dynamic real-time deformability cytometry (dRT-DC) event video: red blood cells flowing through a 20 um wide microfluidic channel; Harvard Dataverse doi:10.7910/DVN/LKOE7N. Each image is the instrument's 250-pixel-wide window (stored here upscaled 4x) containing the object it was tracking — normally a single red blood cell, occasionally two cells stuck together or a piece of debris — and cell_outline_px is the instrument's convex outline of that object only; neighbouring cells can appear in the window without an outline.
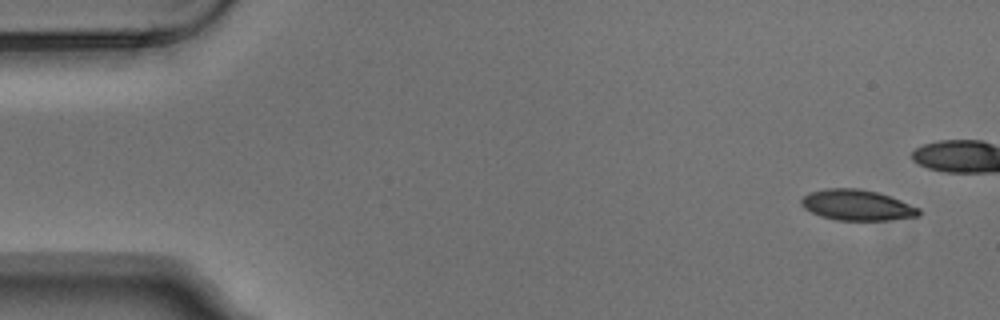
{"species": "Egyptian fruit bat (a non-hibernating species)", "species_latin": "Rousettus aegyptiacus", "temperature_condition": "warm", "stored_images_in_passage": 7, "camera_frame_rate_fps": 3000, "um_per_image_px": 0.085, "animal": {"sex": "male"}, "frame": {"image": 1, "passage_image": 1, "time_ms": 0.0, "image_size_px": [1000, 320], "cell_outline_px": [[920, 216], [884, 220], [836, 220], [820, 216], [804, 208], [800, 204], [800, 200], [808, 192], [824, 188], [856, 188], [876, 192], [900, 200], [920, 208]], "centroid_in_image_um": [72.81, 17.43], "position_along_channel_um": 12.2, "area_um2": 20.98}}
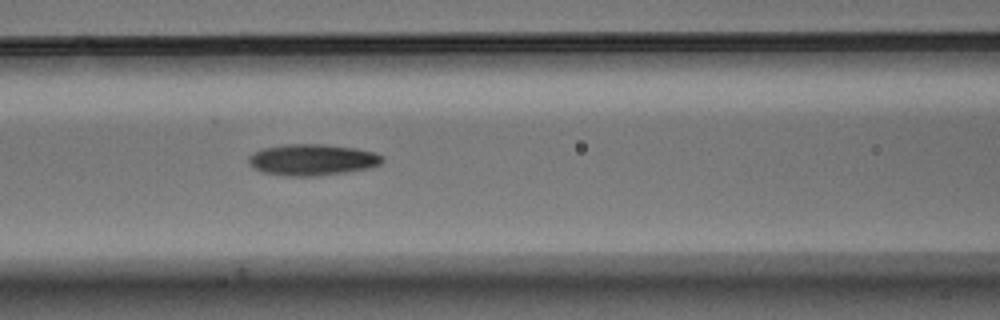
{"frame": {"image": 2, "passage_image": 7, "time_ms": 2.0, "image_size_px": [1000, 320], "cell_outline_px": [[384, 160], [380, 164], [372, 168], [344, 172], [312, 176], [288, 176], [264, 172], [252, 168], [248, 164], [248, 156], [252, 152], [260, 148], [284, 144], [324, 144], [356, 148], [376, 152], [384, 156]], "centroid_in_image_um": [26.53, 13.56], "position_along_channel_um": 140.1, "area_um2": 24.74}}